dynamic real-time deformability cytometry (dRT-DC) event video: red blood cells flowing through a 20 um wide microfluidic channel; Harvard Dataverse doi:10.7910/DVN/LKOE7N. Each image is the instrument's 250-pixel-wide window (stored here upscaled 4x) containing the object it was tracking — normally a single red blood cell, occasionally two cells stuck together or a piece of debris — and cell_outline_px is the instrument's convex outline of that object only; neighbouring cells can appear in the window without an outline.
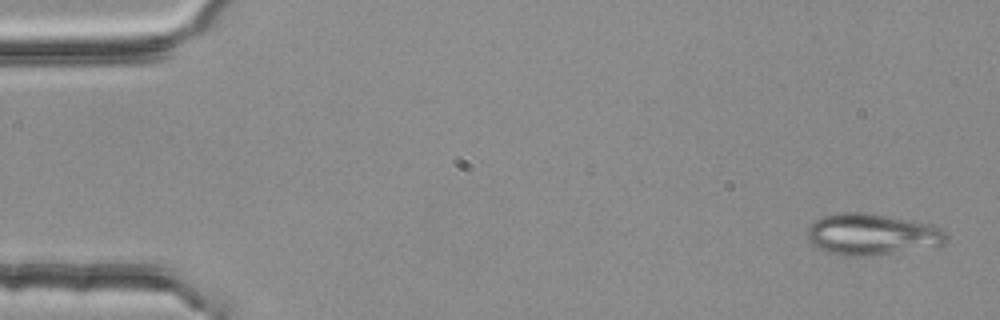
{"species": "common noctule bat (a hibernating species)", "species_latin": "Nyctalus noctula", "temperature_condition": "room temperature", "stored_images_in_passage": 6, "camera_frame_rate_fps": 3000, "um_per_image_px": 0.085, "animal": {"sex": "female", "body_mass_g": 25.1}, "frame": {"image": 1, "passage_image": 1, "time_ms": 0.0, "image_size_px": [1000, 320], "cell_outline_px": [[948, 240], [944, 244], [868, 256], [852, 256], [828, 252], [812, 244], [808, 240], [804, 232], [812, 220], [824, 216], [840, 212], [868, 212], [928, 224], [940, 228], [948, 236]], "centroid_in_image_um": [74.02, 19.9], "position_along_channel_um": 11.0, "area_um2": 33.29}}